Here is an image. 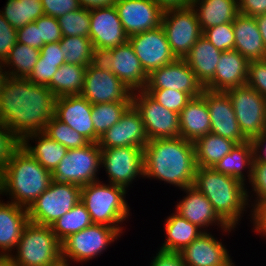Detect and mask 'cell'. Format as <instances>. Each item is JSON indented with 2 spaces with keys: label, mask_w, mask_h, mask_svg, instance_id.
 <instances>
[{
  "label": "cell",
  "mask_w": 266,
  "mask_h": 266,
  "mask_svg": "<svg viewBox=\"0 0 266 266\" xmlns=\"http://www.w3.org/2000/svg\"><path fill=\"white\" fill-rule=\"evenodd\" d=\"M91 182L81 187V202L89 212L93 224H103L116 228L122 233L119 224L123 223L129 214V206L125 202L126 188L114 184Z\"/></svg>",
  "instance_id": "5b68a950"
},
{
  "label": "cell",
  "mask_w": 266,
  "mask_h": 266,
  "mask_svg": "<svg viewBox=\"0 0 266 266\" xmlns=\"http://www.w3.org/2000/svg\"><path fill=\"white\" fill-rule=\"evenodd\" d=\"M115 8L128 36L161 26L164 11L153 0H117Z\"/></svg>",
  "instance_id": "ffe728a7"
},
{
  "label": "cell",
  "mask_w": 266,
  "mask_h": 266,
  "mask_svg": "<svg viewBox=\"0 0 266 266\" xmlns=\"http://www.w3.org/2000/svg\"><path fill=\"white\" fill-rule=\"evenodd\" d=\"M165 222L167 240L161 250L180 252L203 232L177 212L171 214Z\"/></svg>",
  "instance_id": "1f68e13d"
},
{
  "label": "cell",
  "mask_w": 266,
  "mask_h": 266,
  "mask_svg": "<svg viewBox=\"0 0 266 266\" xmlns=\"http://www.w3.org/2000/svg\"><path fill=\"white\" fill-rule=\"evenodd\" d=\"M98 58L130 91L145 90L148 74L144 71L129 41L104 52Z\"/></svg>",
  "instance_id": "9a60e30c"
},
{
  "label": "cell",
  "mask_w": 266,
  "mask_h": 266,
  "mask_svg": "<svg viewBox=\"0 0 266 266\" xmlns=\"http://www.w3.org/2000/svg\"><path fill=\"white\" fill-rule=\"evenodd\" d=\"M40 57L43 61L58 62V67L65 63L64 53L61 50L60 42L45 44L40 50Z\"/></svg>",
  "instance_id": "6f0895ef"
},
{
  "label": "cell",
  "mask_w": 266,
  "mask_h": 266,
  "mask_svg": "<svg viewBox=\"0 0 266 266\" xmlns=\"http://www.w3.org/2000/svg\"><path fill=\"white\" fill-rule=\"evenodd\" d=\"M239 13L247 16H259L266 13V0H238Z\"/></svg>",
  "instance_id": "9f6ffc18"
},
{
  "label": "cell",
  "mask_w": 266,
  "mask_h": 266,
  "mask_svg": "<svg viewBox=\"0 0 266 266\" xmlns=\"http://www.w3.org/2000/svg\"><path fill=\"white\" fill-rule=\"evenodd\" d=\"M81 8L88 10L103 7H113L116 5L117 0H78Z\"/></svg>",
  "instance_id": "94428289"
},
{
  "label": "cell",
  "mask_w": 266,
  "mask_h": 266,
  "mask_svg": "<svg viewBox=\"0 0 266 266\" xmlns=\"http://www.w3.org/2000/svg\"><path fill=\"white\" fill-rule=\"evenodd\" d=\"M161 26L176 58H185L203 35L193 7L164 11Z\"/></svg>",
  "instance_id": "8fae6325"
},
{
  "label": "cell",
  "mask_w": 266,
  "mask_h": 266,
  "mask_svg": "<svg viewBox=\"0 0 266 266\" xmlns=\"http://www.w3.org/2000/svg\"><path fill=\"white\" fill-rule=\"evenodd\" d=\"M52 173L41 166L22 146L12 155L0 173L2 194L9 193L11 201L28 209L49 187Z\"/></svg>",
  "instance_id": "3957f363"
},
{
  "label": "cell",
  "mask_w": 266,
  "mask_h": 266,
  "mask_svg": "<svg viewBox=\"0 0 266 266\" xmlns=\"http://www.w3.org/2000/svg\"><path fill=\"white\" fill-rule=\"evenodd\" d=\"M250 141L253 147V161L266 163V130L262 134L251 139Z\"/></svg>",
  "instance_id": "680465c9"
},
{
  "label": "cell",
  "mask_w": 266,
  "mask_h": 266,
  "mask_svg": "<svg viewBox=\"0 0 266 266\" xmlns=\"http://www.w3.org/2000/svg\"><path fill=\"white\" fill-rule=\"evenodd\" d=\"M81 95L92 105L132 102V91L99 58L86 67Z\"/></svg>",
  "instance_id": "9c48e42d"
},
{
  "label": "cell",
  "mask_w": 266,
  "mask_h": 266,
  "mask_svg": "<svg viewBox=\"0 0 266 266\" xmlns=\"http://www.w3.org/2000/svg\"><path fill=\"white\" fill-rule=\"evenodd\" d=\"M33 138L36 139L35 141L38 142L36 143L37 145L32 147V145H30L28 141L34 140ZM21 146L33 158H35L41 166L46 168L51 173L58 166L60 161L64 158L68 150L62 144L50 139L43 132L34 133L26 136L21 141Z\"/></svg>",
  "instance_id": "4dcf8cb0"
},
{
  "label": "cell",
  "mask_w": 266,
  "mask_h": 266,
  "mask_svg": "<svg viewBox=\"0 0 266 266\" xmlns=\"http://www.w3.org/2000/svg\"><path fill=\"white\" fill-rule=\"evenodd\" d=\"M59 42L65 63L87 67L98 59L89 37L64 36Z\"/></svg>",
  "instance_id": "f35d334b"
},
{
  "label": "cell",
  "mask_w": 266,
  "mask_h": 266,
  "mask_svg": "<svg viewBox=\"0 0 266 266\" xmlns=\"http://www.w3.org/2000/svg\"><path fill=\"white\" fill-rule=\"evenodd\" d=\"M163 11L193 6V0H153Z\"/></svg>",
  "instance_id": "91938a15"
},
{
  "label": "cell",
  "mask_w": 266,
  "mask_h": 266,
  "mask_svg": "<svg viewBox=\"0 0 266 266\" xmlns=\"http://www.w3.org/2000/svg\"><path fill=\"white\" fill-rule=\"evenodd\" d=\"M180 253L186 266H235L222 242L204 230Z\"/></svg>",
  "instance_id": "603a6c76"
},
{
  "label": "cell",
  "mask_w": 266,
  "mask_h": 266,
  "mask_svg": "<svg viewBox=\"0 0 266 266\" xmlns=\"http://www.w3.org/2000/svg\"><path fill=\"white\" fill-rule=\"evenodd\" d=\"M235 144L234 141L213 133L199 138L194 143L197 167H213L231 152Z\"/></svg>",
  "instance_id": "836d02e7"
},
{
  "label": "cell",
  "mask_w": 266,
  "mask_h": 266,
  "mask_svg": "<svg viewBox=\"0 0 266 266\" xmlns=\"http://www.w3.org/2000/svg\"><path fill=\"white\" fill-rule=\"evenodd\" d=\"M0 14L15 29L35 22L45 15L41 0H8Z\"/></svg>",
  "instance_id": "d590c367"
},
{
  "label": "cell",
  "mask_w": 266,
  "mask_h": 266,
  "mask_svg": "<svg viewBox=\"0 0 266 266\" xmlns=\"http://www.w3.org/2000/svg\"><path fill=\"white\" fill-rule=\"evenodd\" d=\"M233 30L234 50H237L249 62L266 59L263 39L255 17L239 13L233 21Z\"/></svg>",
  "instance_id": "484cf974"
},
{
  "label": "cell",
  "mask_w": 266,
  "mask_h": 266,
  "mask_svg": "<svg viewBox=\"0 0 266 266\" xmlns=\"http://www.w3.org/2000/svg\"><path fill=\"white\" fill-rule=\"evenodd\" d=\"M246 85L266 99V59L248 63Z\"/></svg>",
  "instance_id": "bcb514c9"
},
{
  "label": "cell",
  "mask_w": 266,
  "mask_h": 266,
  "mask_svg": "<svg viewBox=\"0 0 266 266\" xmlns=\"http://www.w3.org/2000/svg\"><path fill=\"white\" fill-rule=\"evenodd\" d=\"M253 147L250 140L243 143L235 144L223 159L218 161L212 168L222 174L234 177L241 182H245V176L242 170L248 168L249 181L252 176V163H253ZM248 166V167H247Z\"/></svg>",
  "instance_id": "d6a6232c"
},
{
  "label": "cell",
  "mask_w": 266,
  "mask_h": 266,
  "mask_svg": "<svg viewBox=\"0 0 266 266\" xmlns=\"http://www.w3.org/2000/svg\"><path fill=\"white\" fill-rule=\"evenodd\" d=\"M55 100L47 86L8 76L0 92V123L20 141L30 134L44 132L54 115Z\"/></svg>",
  "instance_id": "6da1fadb"
},
{
  "label": "cell",
  "mask_w": 266,
  "mask_h": 266,
  "mask_svg": "<svg viewBox=\"0 0 266 266\" xmlns=\"http://www.w3.org/2000/svg\"><path fill=\"white\" fill-rule=\"evenodd\" d=\"M202 32L212 26L233 22L239 14L238 0H193Z\"/></svg>",
  "instance_id": "f546056e"
},
{
  "label": "cell",
  "mask_w": 266,
  "mask_h": 266,
  "mask_svg": "<svg viewBox=\"0 0 266 266\" xmlns=\"http://www.w3.org/2000/svg\"><path fill=\"white\" fill-rule=\"evenodd\" d=\"M203 36L221 52L234 49L233 22L209 27L203 31Z\"/></svg>",
  "instance_id": "ee69618b"
},
{
  "label": "cell",
  "mask_w": 266,
  "mask_h": 266,
  "mask_svg": "<svg viewBox=\"0 0 266 266\" xmlns=\"http://www.w3.org/2000/svg\"><path fill=\"white\" fill-rule=\"evenodd\" d=\"M120 232L103 224H92L85 229L70 235L62 243V261L65 264L70 258L74 262H83L95 258L114 242Z\"/></svg>",
  "instance_id": "7c38bea8"
},
{
  "label": "cell",
  "mask_w": 266,
  "mask_h": 266,
  "mask_svg": "<svg viewBox=\"0 0 266 266\" xmlns=\"http://www.w3.org/2000/svg\"><path fill=\"white\" fill-rule=\"evenodd\" d=\"M11 257L19 266H59L62 261L61 242L51 226L29 222Z\"/></svg>",
  "instance_id": "8992f818"
},
{
  "label": "cell",
  "mask_w": 266,
  "mask_h": 266,
  "mask_svg": "<svg viewBox=\"0 0 266 266\" xmlns=\"http://www.w3.org/2000/svg\"><path fill=\"white\" fill-rule=\"evenodd\" d=\"M240 130L251 140L266 130V99L248 85L226 91Z\"/></svg>",
  "instance_id": "4fadbf2b"
},
{
  "label": "cell",
  "mask_w": 266,
  "mask_h": 266,
  "mask_svg": "<svg viewBox=\"0 0 266 266\" xmlns=\"http://www.w3.org/2000/svg\"><path fill=\"white\" fill-rule=\"evenodd\" d=\"M148 141L143 120L131 105L121 116L119 122L101 136L98 144L100 148L124 146L144 148Z\"/></svg>",
  "instance_id": "44dd1931"
},
{
  "label": "cell",
  "mask_w": 266,
  "mask_h": 266,
  "mask_svg": "<svg viewBox=\"0 0 266 266\" xmlns=\"http://www.w3.org/2000/svg\"><path fill=\"white\" fill-rule=\"evenodd\" d=\"M202 96L206 100L211 119L210 133L230 139L236 144L248 140L240 130L231 99L226 92L204 89Z\"/></svg>",
  "instance_id": "d6986e66"
},
{
  "label": "cell",
  "mask_w": 266,
  "mask_h": 266,
  "mask_svg": "<svg viewBox=\"0 0 266 266\" xmlns=\"http://www.w3.org/2000/svg\"><path fill=\"white\" fill-rule=\"evenodd\" d=\"M128 41L148 75L176 59L162 26L131 35Z\"/></svg>",
  "instance_id": "e0dca14e"
},
{
  "label": "cell",
  "mask_w": 266,
  "mask_h": 266,
  "mask_svg": "<svg viewBox=\"0 0 266 266\" xmlns=\"http://www.w3.org/2000/svg\"><path fill=\"white\" fill-rule=\"evenodd\" d=\"M62 37L81 36L89 37L90 10L79 8L57 18Z\"/></svg>",
  "instance_id": "b9f144b4"
},
{
  "label": "cell",
  "mask_w": 266,
  "mask_h": 266,
  "mask_svg": "<svg viewBox=\"0 0 266 266\" xmlns=\"http://www.w3.org/2000/svg\"><path fill=\"white\" fill-rule=\"evenodd\" d=\"M20 146L21 141L15 134L4 124L0 123V173Z\"/></svg>",
  "instance_id": "f6af8a7d"
},
{
  "label": "cell",
  "mask_w": 266,
  "mask_h": 266,
  "mask_svg": "<svg viewBox=\"0 0 266 266\" xmlns=\"http://www.w3.org/2000/svg\"><path fill=\"white\" fill-rule=\"evenodd\" d=\"M34 23L39 29L40 40L44 44L59 42L62 39L61 29L55 17L43 15Z\"/></svg>",
  "instance_id": "7dc6e473"
},
{
  "label": "cell",
  "mask_w": 266,
  "mask_h": 266,
  "mask_svg": "<svg viewBox=\"0 0 266 266\" xmlns=\"http://www.w3.org/2000/svg\"><path fill=\"white\" fill-rule=\"evenodd\" d=\"M180 137L195 143L210 133L211 119L205 98L193 97L179 114Z\"/></svg>",
  "instance_id": "83f0119b"
},
{
  "label": "cell",
  "mask_w": 266,
  "mask_h": 266,
  "mask_svg": "<svg viewBox=\"0 0 266 266\" xmlns=\"http://www.w3.org/2000/svg\"><path fill=\"white\" fill-rule=\"evenodd\" d=\"M144 177L179 189L194 183L197 169L194 143L182 137L149 140L144 147Z\"/></svg>",
  "instance_id": "7a4b0ae2"
},
{
  "label": "cell",
  "mask_w": 266,
  "mask_h": 266,
  "mask_svg": "<svg viewBox=\"0 0 266 266\" xmlns=\"http://www.w3.org/2000/svg\"><path fill=\"white\" fill-rule=\"evenodd\" d=\"M2 194V188H1V184H0V195Z\"/></svg>",
  "instance_id": "003e7915"
},
{
  "label": "cell",
  "mask_w": 266,
  "mask_h": 266,
  "mask_svg": "<svg viewBox=\"0 0 266 266\" xmlns=\"http://www.w3.org/2000/svg\"><path fill=\"white\" fill-rule=\"evenodd\" d=\"M43 133L67 149L81 148L90 143L81 134L58 120L54 115L49 119Z\"/></svg>",
  "instance_id": "60d3db41"
},
{
  "label": "cell",
  "mask_w": 266,
  "mask_h": 266,
  "mask_svg": "<svg viewBox=\"0 0 266 266\" xmlns=\"http://www.w3.org/2000/svg\"><path fill=\"white\" fill-rule=\"evenodd\" d=\"M144 148L124 146L101 148V166L109 183L127 188L137 177H144ZM131 182V183H130Z\"/></svg>",
  "instance_id": "5bb4252c"
},
{
  "label": "cell",
  "mask_w": 266,
  "mask_h": 266,
  "mask_svg": "<svg viewBox=\"0 0 266 266\" xmlns=\"http://www.w3.org/2000/svg\"><path fill=\"white\" fill-rule=\"evenodd\" d=\"M2 65H4V62L0 61V92L4 86V83L6 82V79L8 78L7 70L5 71L3 69V67H5V65L4 66H2Z\"/></svg>",
  "instance_id": "e7e4bbea"
},
{
  "label": "cell",
  "mask_w": 266,
  "mask_h": 266,
  "mask_svg": "<svg viewBox=\"0 0 266 266\" xmlns=\"http://www.w3.org/2000/svg\"><path fill=\"white\" fill-rule=\"evenodd\" d=\"M80 201V186L52 180L49 187L27 209L29 221L51 226Z\"/></svg>",
  "instance_id": "52a82bcc"
},
{
  "label": "cell",
  "mask_w": 266,
  "mask_h": 266,
  "mask_svg": "<svg viewBox=\"0 0 266 266\" xmlns=\"http://www.w3.org/2000/svg\"><path fill=\"white\" fill-rule=\"evenodd\" d=\"M252 185L254 193L257 194L256 200L266 199V163L253 161L252 176L249 181Z\"/></svg>",
  "instance_id": "816d5d0a"
},
{
  "label": "cell",
  "mask_w": 266,
  "mask_h": 266,
  "mask_svg": "<svg viewBox=\"0 0 266 266\" xmlns=\"http://www.w3.org/2000/svg\"><path fill=\"white\" fill-rule=\"evenodd\" d=\"M101 165V148L98 143L68 149L64 158L52 172V180L71 183L83 187L98 181L97 174Z\"/></svg>",
  "instance_id": "ba28073f"
},
{
  "label": "cell",
  "mask_w": 266,
  "mask_h": 266,
  "mask_svg": "<svg viewBox=\"0 0 266 266\" xmlns=\"http://www.w3.org/2000/svg\"><path fill=\"white\" fill-rule=\"evenodd\" d=\"M248 63L249 61L237 50L223 51L213 79L204 88L215 92H226L246 85Z\"/></svg>",
  "instance_id": "cb8c5ba5"
},
{
  "label": "cell",
  "mask_w": 266,
  "mask_h": 266,
  "mask_svg": "<svg viewBox=\"0 0 266 266\" xmlns=\"http://www.w3.org/2000/svg\"><path fill=\"white\" fill-rule=\"evenodd\" d=\"M17 43V30L0 14V61H5Z\"/></svg>",
  "instance_id": "681fc988"
},
{
  "label": "cell",
  "mask_w": 266,
  "mask_h": 266,
  "mask_svg": "<svg viewBox=\"0 0 266 266\" xmlns=\"http://www.w3.org/2000/svg\"><path fill=\"white\" fill-rule=\"evenodd\" d=\"M193 186L208 198L215 212L229 227H236L248 205L245 183L212 167H197Z\"/></svg>",
  "instance_id": "277c9868"
},
{
  "label": "cell",
  "mask_w": 266,
  "mask_h": 266,
  "mask_svg": "<svg viewBox=\"0 0 266 266\" xmlns=\"http://www.w3.org/2000/svg\"><path fill=\"white\" fill-rule=\"evenodd\" d=\"M255 18H256L258 29L261 33V37L263 39L264 49L266 52V13L256 16Z\"/></svg>",
  "instance_id": "6125c7cd"
},
{
  "label": "cell",
  "mask_w": 266,
  "mask_h": 266,
  "mask_svg": "<svg viewBox=\"0 0 266 266\" xmlns=\"http://www.w3.org/2000/svg\"><path fill=\"white\" fill-rule=\"evenodd\" d=\"M145 91L159 104L178 114L192 99L188 93L172 89H145Z\"/></svg>",
  "instance_id": "7bdbcfd3"
},
{
  "label": "cell",
  "mask_w": 266,
  "mask_h": 266,
  "mask_svg": "<svg viewBox=\"0 0 266 266\" xmlns=\"http://www.w3.org/2000/svg\"><path fill=\"white\" fill-rule=\"evenodd\" d=\"M93 224L85 205L80 201L52 225V231L62 243L70 235L75 234Z\"/></svg>",
  "instance_id": "74e56055"
},
{
  "label": "cell",
  "mask_w": 266,
  "mask_h": 266,
  "mask_svg": "<svg viewBox=\"0 0 266 266\" xmlns=\"http://www.w3.org/2000/svg\"><path fill=\"white\" fill-rule=\"evenodd\" d=\"M40 56V50L30 47L26 44L16 43L10 50L7 59L4 61L6 67L14 68L8 70V76L16 78H28L31 74L37 60Z\"/></svg>",
  "instance_id": "ab89813d"
},
{
  "label": "cell",
  "mask_w": 266,
  "mask_h": 266,
  "mask_svg": "<svg viewBox=\"0 0 266 266\" xmlns=\"http://www.w3.org/2000/svg\"><path fill=\"white\" fill-rule=\"evenodd\" d=\"M132 105V102H109L92 105V122L94 127V143H98L103 134L114 124Z\"/></svg>",
  "instance_id": "8d00e7d4"
},
{
  "label": "cell",
  "mask_w": 266,
  "mask_h": 266,
  "mask_svg": "<svg viewBox=\"0 0 266 266\" xmlns=\"http://www.w3.org/2000/svg\"><path fill=\"white\" fill-rule=\"evenodd\" d=\"M221 54L222 52L202 35L185 56V61L203 87L213 79Z\"/></svg>",
  "instance_id": "f1b7e54d"
},
{
  "label": "cell",
  "mask_w": 266,
  "mask_h": 266,
  "mask_svg": "<svg viewBox=\"0 0 266 266\" xmlns=\"http://www.w3.org/2000/svg\"><path fill=\"white\" fill-rule=\"evenodd\" d=\"M89 38L98 57L129 40L115 6L90 10Z\"/></svg>",
  "instance_id": "2e32d148"
},
{
  "label": "cell",
  "mask_w": 266,
  "mask_h": 266,
  "mask_svg": "<svg viewBox=\"0 0 266 266\" xmlns=\"http://www.w3.org/2000/svg\"><path fill=\"white\" fill-rule=\"evenodd\" d=\"M59 266H68V264L62 263Z\"/></svg>",
  "instance_id": "03108f58"
},
{
  "label": "cell",
  "mask_w": 266,
  "mask_h": 266,
  "mask_svg": "<svg viewBox=\"0 0 266 266\" xmlns=\"http://www.w3.org/2000/svg\"><path fill=\"white\" fill-rule=\"evenodd\" d=\"M150 266H186L180 252L159 250Z\"/></svg>",
  "instance_id": "db71d44e"
},
{
  "label": "cell",
  "mask_w": 266,
  "mask_h": 266,
  "mask_svg": "<svg viewBox=\"0 0 266 266\" xmlns=\"http://www.w3.org/2000/svg\"><path fill=\"white\" fill-rule=\"evenodd\" d=\"M44 14L56 19L80 8L78 0H41Z\"/></svg>",
  "instance_id": "f907efd6"
},
{
  "label": "cell",
  "mask_w": 266,
  "mask_h": 266,
  "mask_svg": "<svg viewBox=\"0 0 266 266\" xmlns=\"http://www.w3.org/2000/svg\"><path fill=\"white\" fill-rule=\"evenodd\" d=\"M145 89H172L188 93L192 98L202 95L205 89L184 58L153 70L148 75Z\"/></svg>",
  "instance_id": "ac0fdd59"
},
{
  "label": "cell",
  "mask_w": 266,
  "mask_h": 266,
  "mask_svg": "<svg viewBox=\"0 0 266 266\" xmlns=\"http://www.w3.org/2000/svg\"><path fill=\"white\" fill-rule=\"evenodd\" d=\"M92 104L81 94L56 98L54 116L90 143H94V127L92 122Z\"/></svg>",
  "instance_id": "7402d4cb"
},
{
  "label": "cell",
  "mask_w": 266,
  "mask_h": 266,
  "mask_svg": "<svg viewBox=\"0 0 266 266\" xmlns=\"http://www.w3.org/2000/svg\"><path fill=\"white\" fill-rule=\"evenodd\" d=\"M86 66L64 63L61 65L47 87L56 98L67 95H79L84 87Z\"/></svg>",
  "instance_id": "e575fe53"
},
{
  "label": "cell",
  "mask_w": 266,
  "mask_h": 266,
  "mask_svg": "<svg viewBox=\"0 0 266 266\" xmlns=\"http://www.w3.org/2000/svg\"><path fill=\"white\" fill-rule=\"evenodd\" d=\"M256 202L254 203L255 206L253 207V213L252 215V220L254 223V229L255 232H259L263 234V236H266V199L265 200H255Z\"/></svg>",
  "instance_id": "11a10c76"
},
{
  "label": "cell",
  "mask_w": 266,
  "mask_h": 266,
  "mask_svg": "<svg viewBox=\"0 0 266 266\" xmlns=\"http://www.w3.org/2000/svg\"><path fill=\"white\" fill-rule=\"evenodd\" d=\"M58 68V62L43 61L39 56L36 65L27 79L34 84L47 86Z\"/></svg>",
  "instance_id": "c3c4849f"
},
{
  "label": "cell",
  "mask_w": 266,
  "mask_h": 266,
  "mask_svg": "<svg viewBox=\"0 0 266 266\" xmlns=\"http://www.w3.org/2000/svg\"><path fill=\"white\" fill-rule=\"evenodd\" d=\"M0 266H19L11 257V255H3L0 258Z\"/></svg>",
  "instance_id": "be15d7a7"
},
{
  "label": "cell",
  "mask_w": 266,
  "mask_h": 266,
  "mask_svg": "<svg viewBox=\"0 0 266 266\" xmlns=\"http://www.w3.org/2000/svg\"><path fill=\"white\" fill-rule=\"evenodd\" d=\"M17 42L20 44H26L30 47L41 50L45 45L40 40L39 29L34 22L28 23L27 25L17 28Z\"/></svg>",
  "instance_id": "f5cc1de1"
},
{
  "label": "cell",
  "mask_w": 266,
  "mask_h": 266,
  "mask_svg": "<svg viewBox=\"0 0 266 266\" xmlns=\"http://www.w3.org/2000/svg\"><path fill=\"white\" fill-rule=\"evenodd\" d=\"M137 92H132V106L143 120L148 139L180 137L179 114L159 104L145 90Z\"/></svg>",
  "instance_id": "30bf717a"
},
{
  "label": "cell",
  "mask_w": 266,
  "mask_h": 266,
  "mask_svg": "<svg viewBox=\"0 0 266 266\" xmlns=\"http://www.w3.org/2000/svg\"><path fill=\"white\" fill-rule=\"evenodd\" d=\"M183 190L187 193V196L176 205V212L178 214L200 229L214 223H218L217 225H220L225 232H231L234 229L229 227L218 216L211 202L197 188L191 185L185 187Z\"/></svg>",
  "instance_id": "d4e9b609"
},
{
  "label": "cell",
  "mask_w": 266,
  "mask_h": 266,
  "mask_svg": "<svg viewBox=\"0 0 266 266\" xmlns=\"http://www.w3.org/2000/svg\"><path fill=\"white\" fill-rule=\"evenodd\" d=\"M29 222L26 208L0 200V251L3 255H10L12 248H16Z\"/></svg>",
  "instance_id": "4316f807"
}]
</instances>
